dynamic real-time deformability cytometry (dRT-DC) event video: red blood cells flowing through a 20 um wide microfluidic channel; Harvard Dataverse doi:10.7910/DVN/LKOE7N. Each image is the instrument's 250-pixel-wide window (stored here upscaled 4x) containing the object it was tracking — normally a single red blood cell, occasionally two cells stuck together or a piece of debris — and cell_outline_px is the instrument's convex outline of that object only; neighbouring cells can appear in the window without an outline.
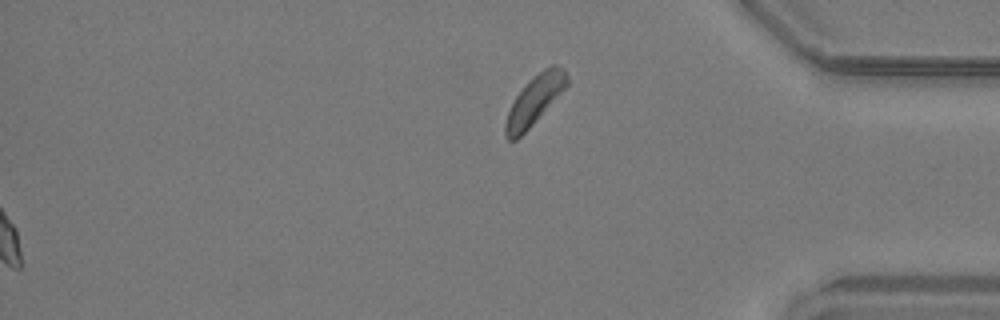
{"species": "common noctule bat (a hibernating species)", "species_latin": "Nyctalus noctula", "temperature_condition": "warm", "stored_images_in_passage": 38, "segment_of_instrument_passage": [2, 2], "camera_frame_rate_fps": 3000, "um_per_image_px": 0.085, "animal": {"sex": "male", "body_mass_g": 19.2, "forearm_length_mm": 51.8}, "frame": {"image": 1, "passage_image": 38, "time_ms": 12.333, "image_size_px": [1000, 320], "cell_outline_px": [[568, 84], [532, 124], [516, 140], [508, 140], [504, 136], [504, 124], [508, 112], [516, 96], [528, 80], [544, 68], [552, 64], [556, 64], [564, 68], [568, 76]], "centroid_in_image_um": [45.42, 8.49], "position_along_channel_um": 389.8, "area_um2": 17.22}}